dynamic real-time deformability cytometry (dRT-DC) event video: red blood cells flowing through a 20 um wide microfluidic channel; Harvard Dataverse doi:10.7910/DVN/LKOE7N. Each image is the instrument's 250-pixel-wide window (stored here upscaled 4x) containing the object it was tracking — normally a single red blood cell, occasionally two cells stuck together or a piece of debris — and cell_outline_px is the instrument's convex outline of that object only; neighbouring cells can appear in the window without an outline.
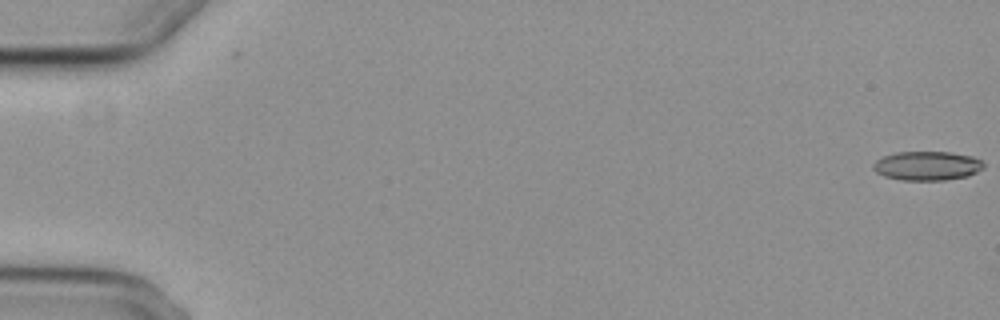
{"species": "common noctule bat (a hibernating species)", "species_latin": "Nyctalus noctula", "temperature_condition": "cold", "stored_images_in_passage": 7, "camera_frame_rate_fps": 3000, "um_per_image_px": 0.085, "animal": {"sex": "female", "body_mass_g": 29.2, "forearm_length_mm": 56.3}, "frame": {"image": 1, "passage_image": 1, "time_ms": 0.0, "image_size_px": [1000, 320], "cell_outline_px": [[984, 168], [968, 176], [944, 180], [900, 180], [884, 176], [876, 172], [872, 168], [872, 164], [876, 160], [884, 156], [896, 152], [952, 152], [972, 156], [980, 160], [984, 164]], "centroid_in_image_um": [78.79, 14.09], "position_along_channel_um": 6.2, "area_um2": 18.79}}
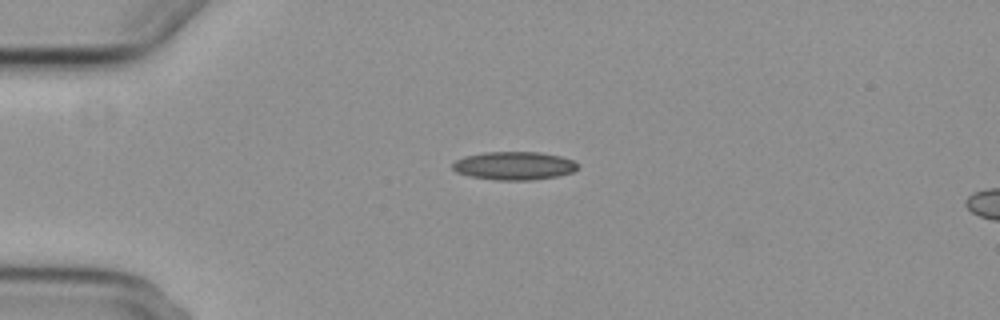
{"frame": {"image": 2, "passage_image": 5, "time_ms": 4.667, "image_size_px": [1000, 320], "cell_outline_px": [[580, 164], [572, 172], [560, 176], [532, 180], [496, 180], [468, 176], [456, 172], [452, 168], [452, 164], [456, 160], [464, 156], [484, 152], [540, 152], [560, 156], [572, 160]], "centroid_in_image_um": [43.69, 14.09], "position_along_channel_um": 41.3, "area_um2": 20.75}}